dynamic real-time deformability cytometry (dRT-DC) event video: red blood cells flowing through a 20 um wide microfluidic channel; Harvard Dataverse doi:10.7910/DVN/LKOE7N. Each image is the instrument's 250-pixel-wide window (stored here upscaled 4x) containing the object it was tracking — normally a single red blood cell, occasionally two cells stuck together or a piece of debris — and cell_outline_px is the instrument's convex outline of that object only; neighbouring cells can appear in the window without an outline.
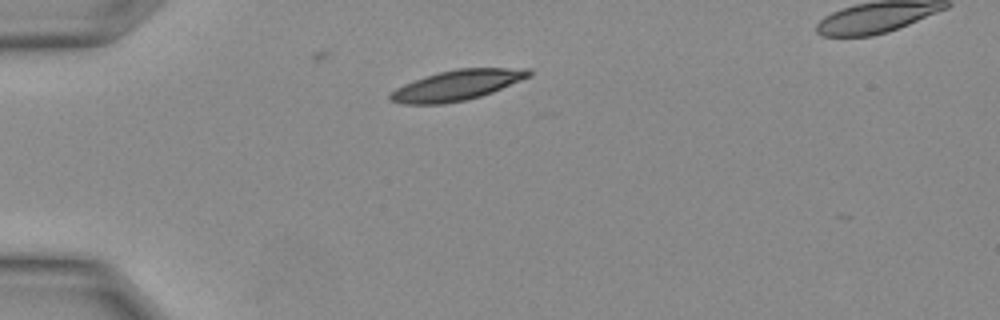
{"species": "Egyptian fruit bat (a non-hibernating species)", "species_latin": "Rousettus aegyptiacus", "temperature_condition": "warm", "stored_images_in_passage": 3, "camera_frame_rate_fps": 3000, "um_per_image_px": 0.085, "animal": {"sex": "female"}, "frame": {"image": 1, "passage_image": 1, "time_ms": 0.0, "image_size_px": [1000, 320], "cell_outline_px": [[532, 76], [492, 92], [480, 96], [464, 100], [444, 104], [404, 104], [388, 100], [388, 96], [396, 88], [404, 84], [440, 72], [460, 68], [528, 68], [532, 72]], "centroid_in_image_um": [38.87, 7.25], "position_along_channel_um": 46.1, "area_um2": 24.22}}